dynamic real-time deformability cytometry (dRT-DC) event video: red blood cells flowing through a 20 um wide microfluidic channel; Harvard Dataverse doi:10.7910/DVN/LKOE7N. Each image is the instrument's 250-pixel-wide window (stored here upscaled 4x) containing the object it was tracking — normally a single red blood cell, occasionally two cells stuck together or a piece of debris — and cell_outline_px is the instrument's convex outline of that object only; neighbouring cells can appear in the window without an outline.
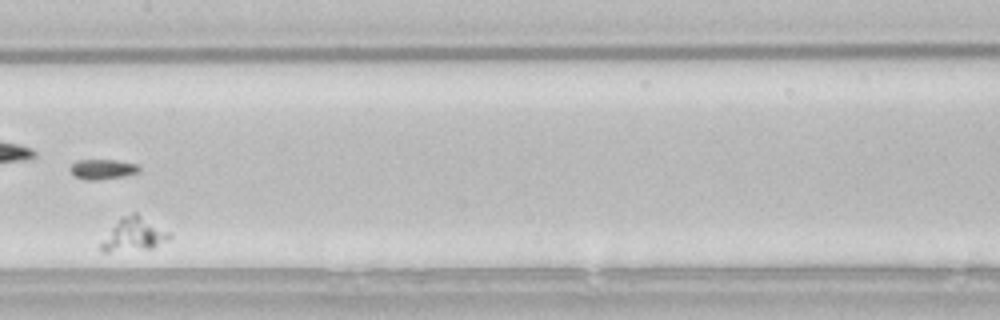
{"species": "common noctule bat (a hibernating species)", "species_latin": "Nyctalus noctula", "temperature_condition": "room temperature", "stored_images_in_passage": 8, "camera_frame_rate_fps": 3000, "um_per_image_px": 0.085, "animal": {"sex": "male", "body_mass_g": 21.5, "forearm_length_mm": 52.0}, "frame": {"image": 1, "passage_image": 5, "time_ms": 1.333, "image_size_px": [1000, 320], "cell_outline_px": [[172, 236], [168, 240], [152, 248], [108, 252], [100, 252], [100, 244], [120, 216], [132, 212], [136, 212], [168, 232]], "centroid_in_image_um": [11.35, 19.93], "position_along_channel_um": 196.1, "area_um2": 13.12}}
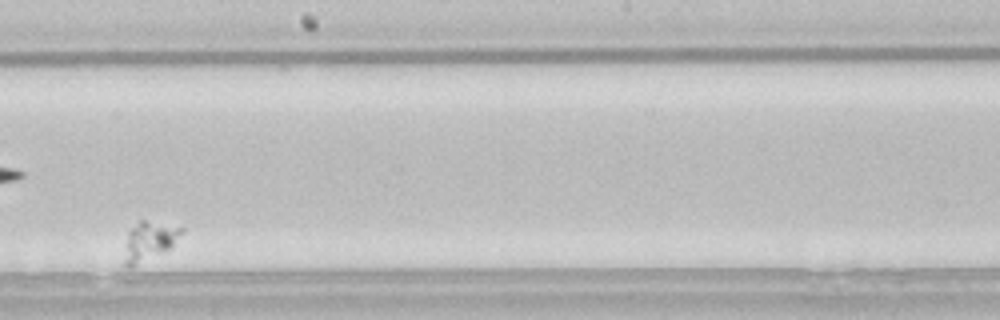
{"frame": {"image": 2, "passage_image": 6, "time_ms": 1.667, "image_size_px": [1000, 320], "cell_outline_px": [[184, 232], [168, 248], [132, 268], [128, 268], [124, 264], [124, 260], [128, 232], [140, 220], [144, 220], [184, 228]], "centroid_in_image_um": [12.66, 20.5], "position_along_channel_um": 235.5, "area_um2": 12.48}}
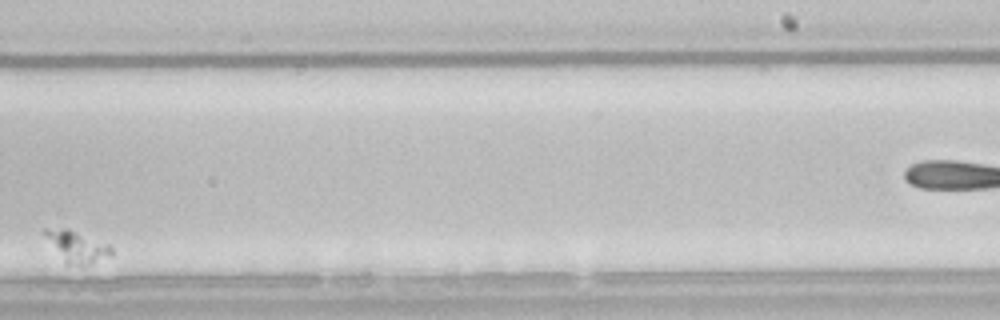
{"frame": {"image": 3, "passage_image": 7, "time_ms": 2.0, "image_size_px": [1000, 320], "cell_outline_px": [[112, 256], [80, 264], [64, 264], [40, 232], [44, 228], [68, 228], [108, 244], [112, 248]], "centroid_in_image_um": [6.43, 20.91], "position_along_channel_um": 282.6, "area_um2": 12.14}}